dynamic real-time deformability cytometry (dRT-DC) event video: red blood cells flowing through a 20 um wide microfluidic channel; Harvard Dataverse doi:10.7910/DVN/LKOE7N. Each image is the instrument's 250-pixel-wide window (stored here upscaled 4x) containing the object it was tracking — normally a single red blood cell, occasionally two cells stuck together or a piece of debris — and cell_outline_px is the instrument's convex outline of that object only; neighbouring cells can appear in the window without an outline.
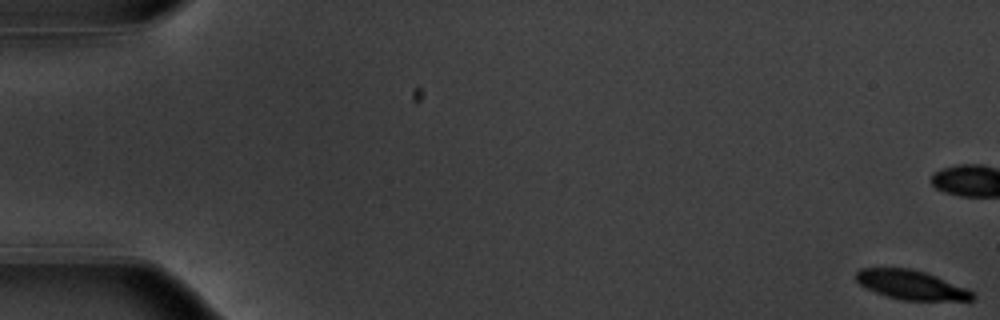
{"species": "common noctule bat (a hibernating species)", "species_latin": "Nyctalus noctula", "temperature_condition": "warm", "stored_images_in_passage": 57, "camera_frame_rate_fps": 3000, "um_per_image_px": 0.085, "animal": {"sex": "male", "body_mass_g": 20.1, "forearm_length_mm": 53.5}, "frame": {"image": 1, "passage_image": 1, "time_ms": 0.0, "image_size_px": [1000, 320], "cell_outline_px": [[976, 296], [972, 300], [904, 300], [888, 296], [876, 292], [860, 284], [856, 280], [856, 272], [860, 268], [908, 268], [924, 272], [936, 276], [964, 288], [972, 292]], "centroid_in_image_um": [77.43, 24.21], "position_along_channel_um": 7.6, "area_um2": 19.36}}
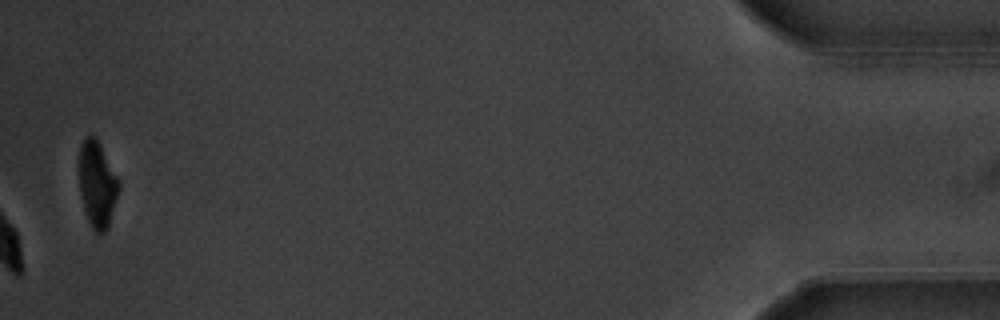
{"frame": {"image": 2, "passage_image": 57, "time_ms": 18.667, "image_size_px": [1000, 320], "cell_outline_px": [[120, 188], [108, 228], [104, 232], [96, 232], [92, 228], [84, 212], [80, 196], [80, 144], [84, 136], [96, 136], [120, 184]], "centroid_in_image_um": [8.26, 15.68], "position_along_channel_um": 426.9, "area_um2": 19.77}, "authors_computed_cell_mechanics": {"area_um2": 21.6172, "velocity_mm_per_s": 3.7023, "shape_relaxation_time_tau1_ms": 2.0556, "shape_relaxation_time_tau2_ms": null, "deformation_change_tau1": 0.1286, "deformation_change_tau2": null}}